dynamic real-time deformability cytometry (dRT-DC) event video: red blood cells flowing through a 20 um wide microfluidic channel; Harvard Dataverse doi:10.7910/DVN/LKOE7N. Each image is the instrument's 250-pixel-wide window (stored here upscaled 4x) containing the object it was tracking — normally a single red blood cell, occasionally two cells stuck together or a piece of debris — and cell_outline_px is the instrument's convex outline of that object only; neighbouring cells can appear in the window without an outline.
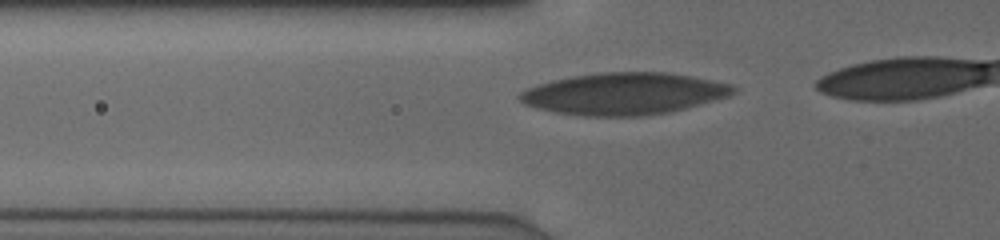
{"species": "human", "species_latin": "Homo sapiens", "temperature_condition": "cold", "stored_images_in_passage": 18, "camera_frame_rate_fps": 3000, "um_per_image_px": 0.085, "donor": {"sex": "male"}, "frame": {"image": 1, "passage_image": 12, "time_ms": 3.667, "image_size_px": [1000, 240], "cell_outline_px": [[736, 92], [728, 96], [684, 108], [668, 112], [648, 116], [584, 116], [556, 112], [536, 108], [524, 104], [516, 96], [520, 92], [536, 84], [552, 80], [572, 76], [600, 72], [664, 72], [688, 76], [732, 84], [736, 88]], "centroid_in_image_um": [52.98, 7.97], "position_along_channel_um": 72.8, "area_um2": 51.96}}
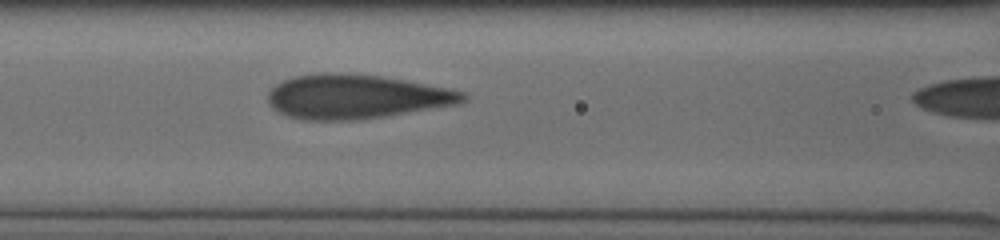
{"frame": {"image": 2, "passage_image": 17, "time_ms": 5.333, "image_size_px": [1000, 240], "cell_outline_px": [[464, 100], [456, 104], [360, 120], [304, 120], [288, 116], [272, 108], [268, 104], [268, 92], [276, 84], [284, 80], [296, 76], [324, 72], [332, 72], [380, 76], [444, 88], [464, 92]], "centroid_in_image_um": [30.16, 8.22], "position_along_channel_um": 136.4, "area_um2": 49.48}}